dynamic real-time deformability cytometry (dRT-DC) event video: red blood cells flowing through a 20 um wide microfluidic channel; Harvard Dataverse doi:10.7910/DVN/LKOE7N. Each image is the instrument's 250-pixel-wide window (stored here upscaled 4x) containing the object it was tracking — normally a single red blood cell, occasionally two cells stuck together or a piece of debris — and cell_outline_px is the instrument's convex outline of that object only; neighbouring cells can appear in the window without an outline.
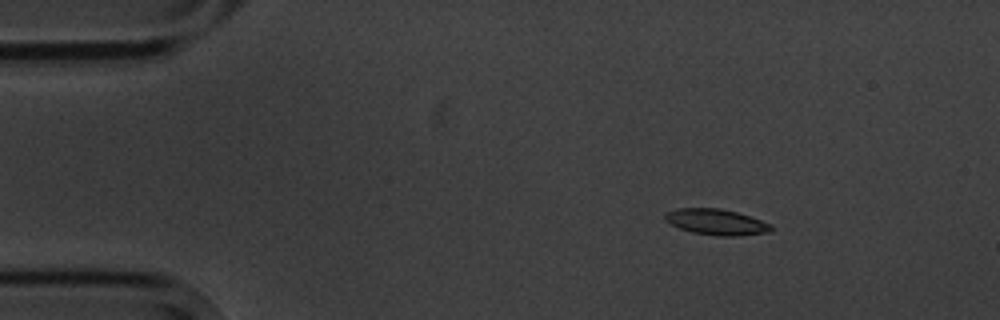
{"species": "common noctule bat (a hibernating species)", "species_latin": "Nyctalus noctula", "temperature_condition": "cold", "stored_images_in_passage": 5, "camera_frame_rate_fps": 3000, "um_per_image_px": 0.085, "animal": {"sex": "male", "body_mass_g": 20.1, "forearm_length_mm": 53.5}, "frame": {"image": 1, "passage_image": 2, "time_ms": 1.333, "image_size_px": [1000, 320], "cell_outline_px": [[772, 232], [736, 236], [720, 236], [692, 232], [680, 228], [664, 220], [664, 212], [676, 208], [720, 208], [736, 212], [772, 224]], "centroid_in_image_um": [60.87, 18.86], "position_along_channel_um": 24.1, "area_um2": 16.01}}
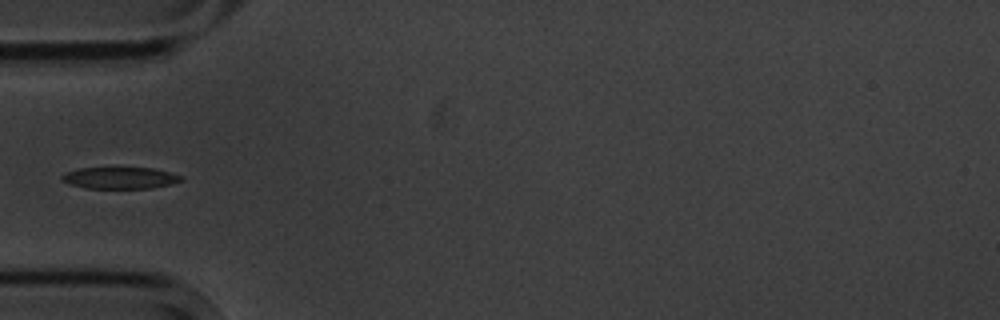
{"frame": {"image": 2, "passage_image": 5, "time_ms": 4.667, "image_size_px": [1000, 320], "cell_outline_px": [[184, 180], [152, 188], [84, 188], [68, 184], [60, 180], [60, 176], [64, 172], [80, 168], [152, 168], [184, 176]], "centroid_in_image_um": [10.14, 15.12], "position_along_channel_um": 74.9, "area_um2": 15.09}}